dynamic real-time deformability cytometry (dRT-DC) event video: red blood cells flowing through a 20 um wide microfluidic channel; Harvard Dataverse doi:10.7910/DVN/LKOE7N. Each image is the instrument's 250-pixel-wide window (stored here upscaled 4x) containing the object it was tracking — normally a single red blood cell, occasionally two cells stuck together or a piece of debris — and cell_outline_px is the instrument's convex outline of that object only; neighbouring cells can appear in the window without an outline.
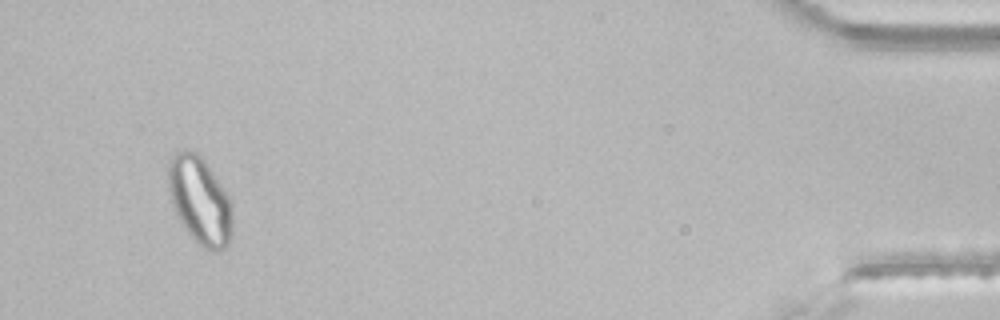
{"species": "common noctule bat (a hibernating species)", "species_latin": "Nyctalus noctula", "temperature_condition": "room temperature", "stored_images_in_passage": 35, "segment_of_instrument_passage": [2, 2], "camera_frame_rate_fps": 3000, "um_per_image_px": 0.085, "animal": {"sex": "male", "body_mass_g": 21.5, "forearm_length_mm": 52.0}, "frame": {"image": 1, "passage_image": 32, "time_ms": 10.333, "image_size_px": [1000, 320], "cell_outline_px": [[232, 236], [228, 244], [220, 252], [216, 252], [204, 248], [184, 228], [176, 216], [172, 204], [168, 188], [168, 160], [176, 152], [184, 148], [196, 152], [204, 160], [232, 200]], "centroid_in_image_um": [16.99, 17.04], "position_along_channel_um": 418.2, "area_um2": 33.06}}